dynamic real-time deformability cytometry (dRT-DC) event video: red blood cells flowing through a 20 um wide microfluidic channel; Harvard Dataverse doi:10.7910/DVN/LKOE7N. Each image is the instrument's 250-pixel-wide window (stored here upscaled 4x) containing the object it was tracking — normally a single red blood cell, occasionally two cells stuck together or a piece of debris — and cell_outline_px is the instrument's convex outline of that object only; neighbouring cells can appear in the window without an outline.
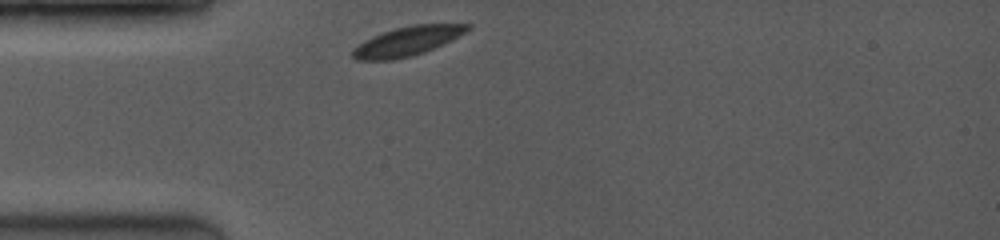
{"species": "common noctule bat (a hibernating species)", "species_latin": "Nyctalus noctula", "temperature_condition": "room temperature", "stored_images_in_passage": 30, "camera_frame_rate_fps": 3500, "um_per_image_px": 0.085, "animal": {"sex": "female", "body_mass_g": 19.0, "forearm_length_mm": 53.3}, "frame": {"image": 1, "passage_image": 1, "time_ms": 0.0, "image_size_px": [1000, 240], "cell_outline_px": [[472, 28], [452, 40], [444, 44], [424, 52], [412, 56], [392, 60], [356, 60], [352, 56], [352, 48], [364, 40], [372, 36], [396, 28], [412, 24], [472, 24]], "centroid_in_image_um": [34.62, 3.5], "position_along_channel_um": 50.4, "area_um2": 19.65}}
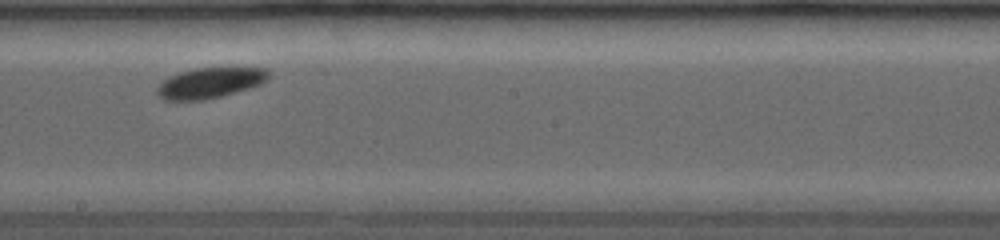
{"frame": {"image": 2, "passage_image": 16, "time_ms": 4.857, "image_size_px": [1000, 240], "cell_outline_px": [[272, 72], [268, 80], [260, 84], [236, 92], [204, 100], [164, 100], [156, 92], [156, 88], [168, 76], [180, 72], [196, 68], [268, 68]], "centroid_in_image_um": [17.87, 7.04], "position_along_channel_um": 230.3, "area_um2": 19.83}}
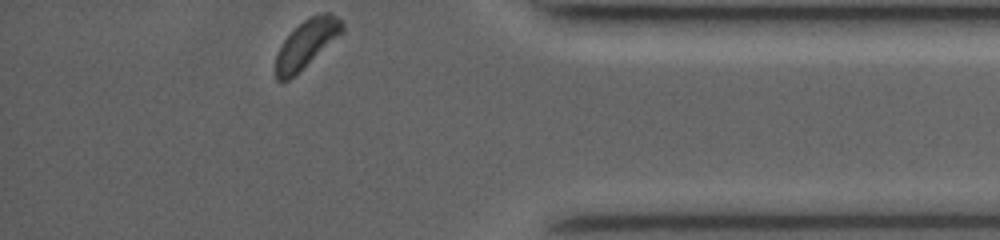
{"frame": {"image": 3, "passage_image": 30, "time_ms": 9.714, "image_size_px": [1000, 240], "cell_outline_px": [[344, 32], [288, 80], [276, 80], [276, 56], [284, 40], [308, 16], [324, 12], [332, 12], [344, 24]], "centroid_in_image_um": [26.09, 3.67], "position_along_channel_um": 409.1, "area_um2": 18.09}, "authors_computed_cell_mechanics": {"area_um2": 19.9699, "velocity_mm_per_s": 3.9444, "shape_relaxation_time_tau1_ms": 4.0314, "shape_relaxation_time_tau2_ms": null, "deformation_change_tau1": 0.1177, "deformation_change_tau2": null}}